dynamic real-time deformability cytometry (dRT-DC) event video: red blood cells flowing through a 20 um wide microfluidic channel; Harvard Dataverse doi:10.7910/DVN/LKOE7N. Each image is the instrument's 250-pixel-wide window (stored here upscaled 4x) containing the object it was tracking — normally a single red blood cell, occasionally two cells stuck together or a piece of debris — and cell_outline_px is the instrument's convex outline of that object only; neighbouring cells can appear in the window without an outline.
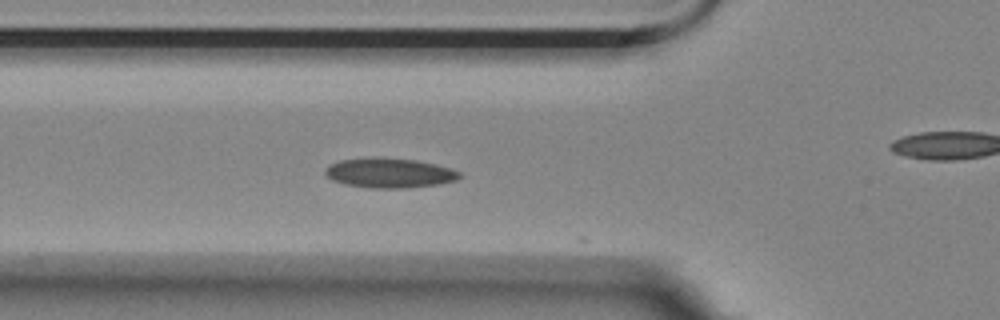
{"species": "Egyptian fruit bat (a non-hibernating species)", "species_latin": "Rousettus aegyptiacus", "temperature_condition": "room temperature", "stored_images_in_passage": 40, "camera_frame_rate_fps": 3000, "um_per_image_px": 0.085, "animal": {"sex": "female"}, "frame": {"image": 1, "passage_image": 2, "time_ms": 0.333, "image_size_px": [1000, 320], "cell_outline_px": [[460, 176], [456, 180], [440, 184], [404, 188], [368, 188], [344, 184], [332, 180], [324, 172], [332, 164], [340, 160], [416, 160], [448, 168], [460, 172]], "centroid_in_image_um": [33.13, 14.76], "position_along_channel_um": 92.7, "area_um2": 22.08}}
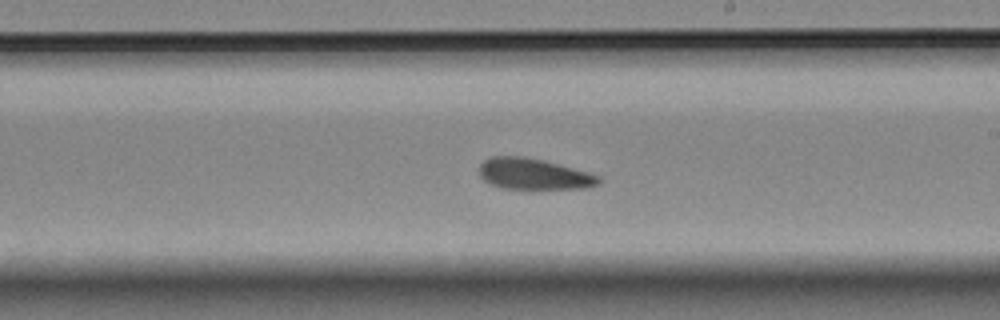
{"frame": {"image": 2, "passage_image": 15, "time_ms": 4.667, "image_size_px": [1000, 320], "cell_outline_px": [[600, 184], [588, 188], [504, 188], [488, 184], [480, 176], [480, 164], [484, 160], [492, 156], [524, 156], [544, 160], [588, 172], [600, 176]], "centroid_in_image_um": [45.36, 14.78], "position_along_channel_um": 243.6, "area_um2": 21.56}}
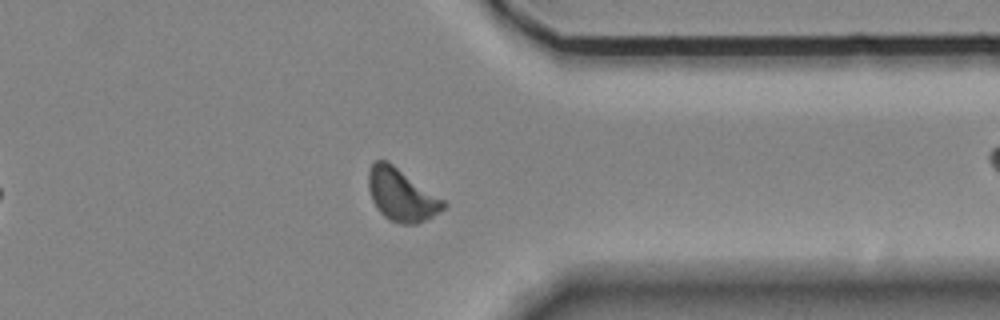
{"frame": {"image": 3, "passage_image": 27, "time_ms": 8.667, "image_size_px": [1000, 320], "cell_outline_px": [[448, 204], [444, 208], [432, 216], [416, 224], [400, 224], [388, 220], [376, 208], [372, 200], [368, 188], [368, 172], [372, 164], [376, 160], [388, 160], [444, 200]], "centroid_in_image_um": [34.1, 16.56], "position_along_channel_um": 377.3, "area_um2": 22.89}, "authors_computed_cell_mechanics": {"area_um2": 21.964, "velocity_mm_per_s": 3.4689, "shape_relaxation_time_tau1_ms": 6.6416, "shape_relaxation_time_tau2_ms": 3.7453, "deformation_change_tau1": 0.0962, "deformation_change_tau2": 0.085}}